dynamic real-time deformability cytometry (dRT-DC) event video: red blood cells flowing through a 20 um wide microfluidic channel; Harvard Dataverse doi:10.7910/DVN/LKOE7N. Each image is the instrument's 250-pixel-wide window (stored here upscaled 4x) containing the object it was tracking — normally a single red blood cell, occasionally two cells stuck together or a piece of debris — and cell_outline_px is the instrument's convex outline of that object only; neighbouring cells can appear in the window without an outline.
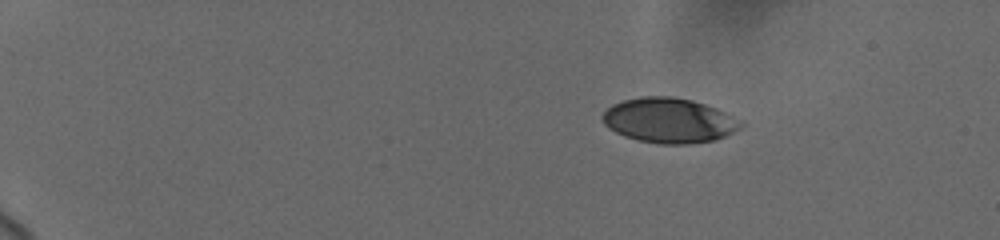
{"species": "human", "species_latin": "Homo sapiens", "temperature_condition": "cold", "stored_images_in_passage": 33, "camera_frame_rate_fps": 3000, "um_per_image_px": 0.085, "donor": {"sex": "female"}, "frame": {"image": 1, "passage_image": 7, "time_ms": 3.333, "image_size_px": [1000, 240], "cell_outline_px": [[744, 124], [740, 128], [716, 140], [688, 144], [660, 144], [640, 140], [624, 136], [608, 128], [604, 124], [600, 116], [612, 104], [624, 100], [640, 96], [672, 96], [692, 100], [716, 108], [740, 120]], "centroid_in_image_um": [56.84, 10.23], "position_along_channel_um": 28.2, "area_um2": 36.18}}
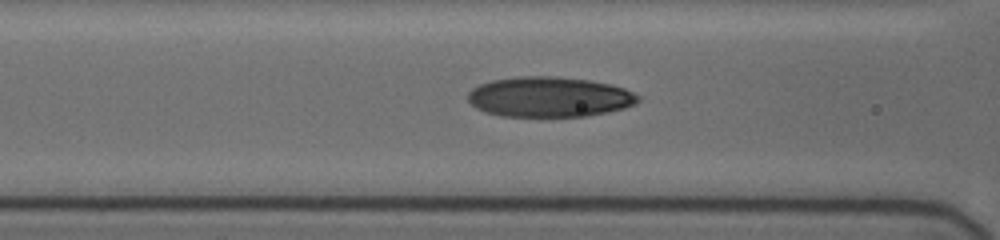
{"frame": {"image": 2, "passage_image": 22, "time_ms": 9.0, "image_size_px": [1000, 240], "cell_outline_px": [[640, 100], [636, 104], [624, 108], [608, 112], [584, 116], [500, 116], [484, 112], [476, 108], [468, 100], [468, 92], [472, 88], [480, 84], [492, 80], [520, 76], [556, 76], [588, 80], [612, 84], [624, 88], [640, 96]], "centroid_in_image_um": [46.69, 8.23], "position_along_channel_um": 119.9, "area_um2": 40.0}}
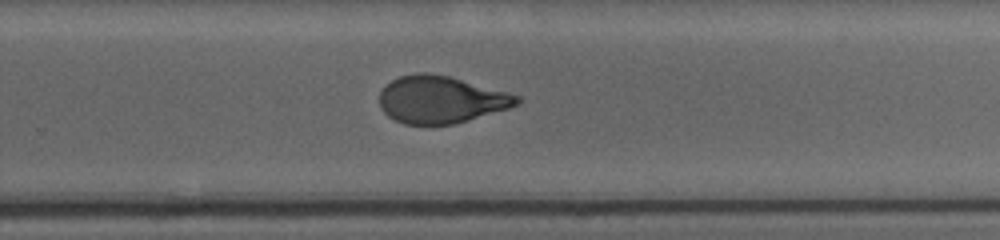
{"frame": {"image": 3, "passage_image": 33, "time_ms": 13.667, "image_size_px": [1000, 240], "cell_outline_px": [[520, 104], [508, 108], [468, 120], [452, 124], [404, 124], [388, 116], [380, 108], [380, 92], [392, 80], [400, 76], [420, 72], [424, 72], [448, 76], [508, 92], [520, 96]], "centroid_in_image_um": [37.48, 8.46], "position_along_channel_um": 292.3, "area_um2": 37.45}}